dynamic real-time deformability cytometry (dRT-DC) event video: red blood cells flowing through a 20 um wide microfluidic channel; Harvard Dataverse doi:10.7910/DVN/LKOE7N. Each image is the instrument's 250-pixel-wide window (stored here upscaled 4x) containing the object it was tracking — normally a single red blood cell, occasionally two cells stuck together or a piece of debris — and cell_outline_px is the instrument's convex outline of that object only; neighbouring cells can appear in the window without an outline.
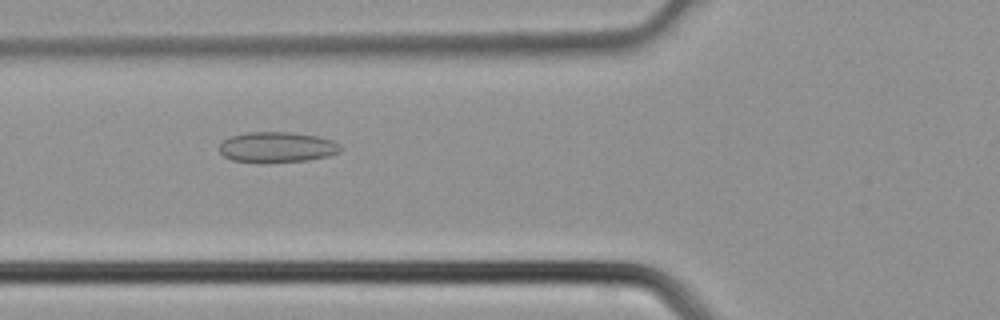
{"species": "common noctule bat (a hibernating species)", "species_latin": "Nyctalus noctula", "temperature_condition": "cold", "stored_images_in_passage": 4, "camera_frame_rate_fps": 3000, "um_per_image_px": 0.085, "animal": {"sex": "male", "body_mass_g": 21.5, "forearm_length_mm": 52.0}, "frame": {"image": 1, "passage_image": 4, "time_ms": 1.0, "image_size_px": [1000, 320], "cell_outline_px": [[344, 148], [340, 152], [328, 156], [308, 160], [260, 164], [232, 160], [224, 156], [220, 152], [220, 144], [228, 136], [248, 132], [292, 132], [316, 136], [332, 140], [340, 144]], "centroid_in_image_um": [23.55, 12.52], "position_along_channel_um": 102.3, "area_um2": 22.02}}